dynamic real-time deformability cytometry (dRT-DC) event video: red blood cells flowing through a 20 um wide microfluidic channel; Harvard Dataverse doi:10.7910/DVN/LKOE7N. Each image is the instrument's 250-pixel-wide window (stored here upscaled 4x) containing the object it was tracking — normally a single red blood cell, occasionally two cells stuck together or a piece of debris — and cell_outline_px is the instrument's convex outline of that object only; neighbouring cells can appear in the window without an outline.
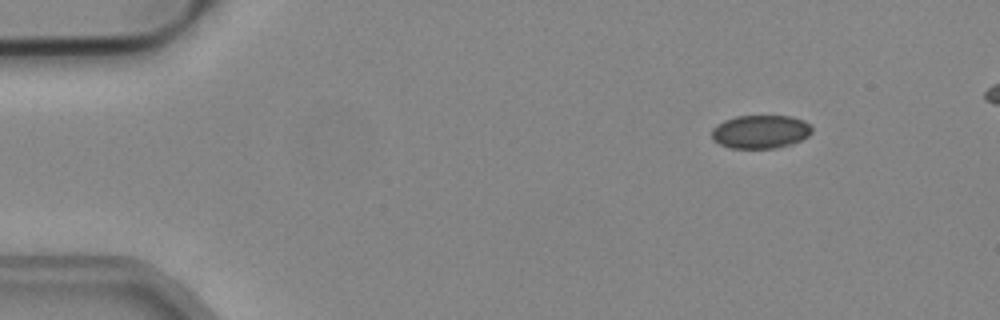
{"species": "common noctule bat (a hibernating species)", "species_latin": "Nyctalus noctula", "temperature_condition": "cold", "stored_images_in_passage": 48, "camera_frame_rate_fps": 3000, "um_per_image_px": 0.085, "animal": {"sex": "male", "body_mass_g": 19.2, "forearm_length_mm": 51.8}, "frame": {"image": 1, "passage_image": 2, "time_ms": 0.333, "image_size_px": [1000, 320], "cell_outline_px": [[812, 132], [808, 136], [792, 144], [776, 148], [732, 148], [720, 144], [712, 140], [712, 128], [716, 124], [724, 120], [736, 116], [788, 116], [804, 120], [812, 128]], "centroid_in_image_um": [64.62, 11.19], "position_along_channel_um": 20.4, "area_um2": 19.54}}
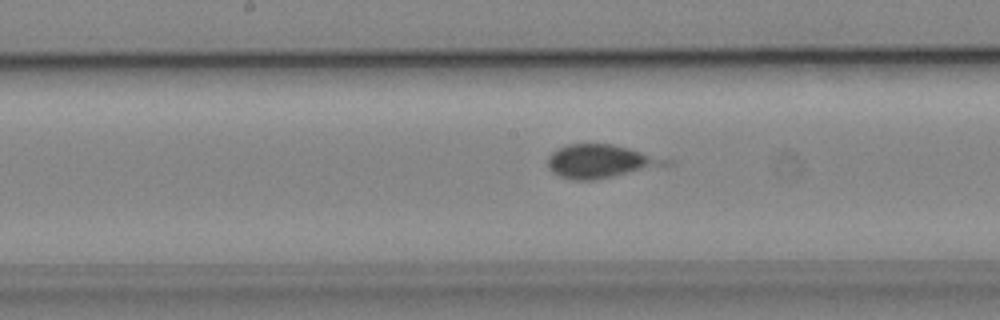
{"frame": {"image": 2, "passage_image": 23, "time_ms": 7.333, "image_size_px": [1000, 320], "cell_outline_px": [[672, 164], [592, 180], [572, 180], [560, 176], [552, 172], [548, 168], [548, 156], [556, 148], [568, 144], [612, 144], [628, 148], [672, 160]], "centroid_in_image_um": [51.0, 13.7], "position_along_channel_um": 197.2, "area_um2": 22.77}}
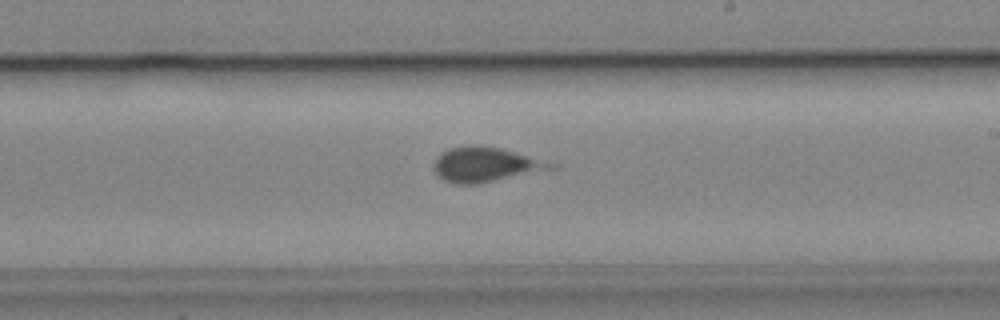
{"frame": {"image": 3, "passage_image": 27, "time_ms": 8.667, "image_size_px": [1000, 320], "cell_outline_px": [[560, 164], [556, 168], [476, 184], [460, 184], [444, 180], [432, 168], [436, 156], [440, 152], [448, 148], [500, 148]], "centroid_in_image_um": [41.29, 14.02], "position_along_channel_um": 247.7, "area_um2": 22.89}}